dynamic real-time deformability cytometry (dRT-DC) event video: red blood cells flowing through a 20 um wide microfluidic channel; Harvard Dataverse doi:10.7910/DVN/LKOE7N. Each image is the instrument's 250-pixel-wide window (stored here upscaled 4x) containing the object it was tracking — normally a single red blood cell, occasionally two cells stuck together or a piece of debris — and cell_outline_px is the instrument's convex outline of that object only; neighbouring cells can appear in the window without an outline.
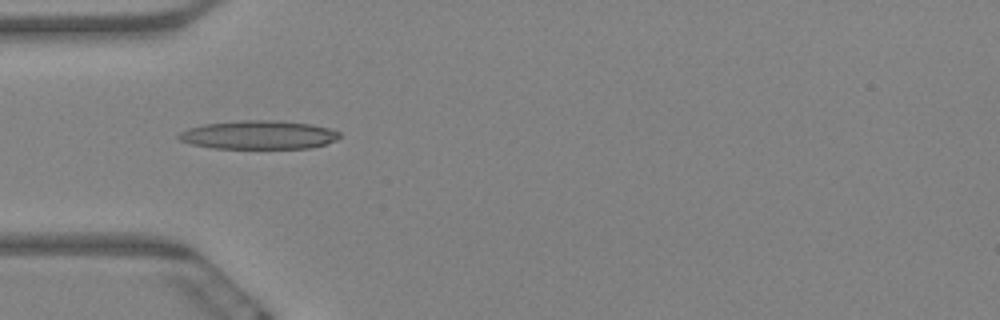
{"species": "Egyptian fruit bat (a non-hibernating species)", "species_latin": "Rousettus aegyptiacus", "temperature_condition": "warm", "stored_images_in_passage": 8, "camera_frame_rate_fps": 3000, "um_per_image_px": 0.085, "animal": {"sex": "female"}, "frame": {"image": 1, "passage_image": 6, "time_ms": 1.667, "image_size_px": [1000, 320], "cell_outline_px": [[340, 136], [336, 140], [324, 144], [308, 148], [212, 148], [192, 144], [180, 140], [176, 136], [180, 132], [188, 128], [204, 124], [240, 120], [276, 120], [312, 124], [328, 128], [340, 132]], "centroid_in_image_um": [21.97, 11.46], "position_along_channel_um": 63.0, "area_um2": 26.76}}
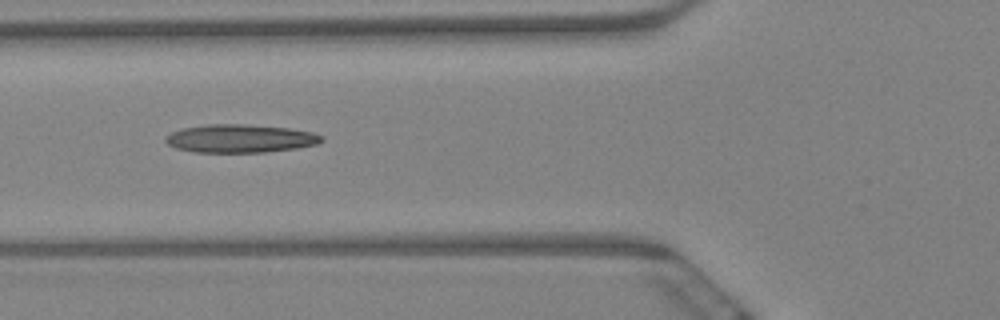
{"frame": {"image": 2, "passage_image": 7, "time_ms": 2.0, "image_size_px": [1000, 320], "cell_outline_px": [[324, 140], [316, 144], [296, 148], [264, 152], [196, 152], [176, 148], [168, 144], [164, 140], [164, 136], [172, 132], [184, 128], [208, 124], [244, 124], [288, 128], [312, 132], [324, 136]], "centroid_in_image_um": [20.41, 11.77], "position_along_channel_um": 105.4, "area_um2": 25.55}}
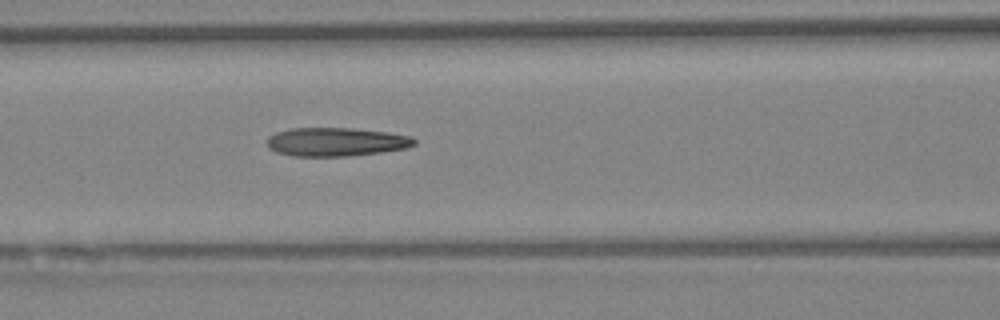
{"frame": {"image": 3, "passage_image": 8, "time_ms": 2.333, "image_size_px": [1000, 320], "cell_outline_px": [[416, 144], [408, 148], [380, 152], [348, 156], [292, 156], [276, 152], [268, 148], [268, 136], [276, 132], [288, 128], [352, 128], [388, 132], [412, 136], [416, 140]], "centroid_in_image_um": [28.57, 12.05], "position_along_channel_um": 138.0, "area_um2": 24.74}}